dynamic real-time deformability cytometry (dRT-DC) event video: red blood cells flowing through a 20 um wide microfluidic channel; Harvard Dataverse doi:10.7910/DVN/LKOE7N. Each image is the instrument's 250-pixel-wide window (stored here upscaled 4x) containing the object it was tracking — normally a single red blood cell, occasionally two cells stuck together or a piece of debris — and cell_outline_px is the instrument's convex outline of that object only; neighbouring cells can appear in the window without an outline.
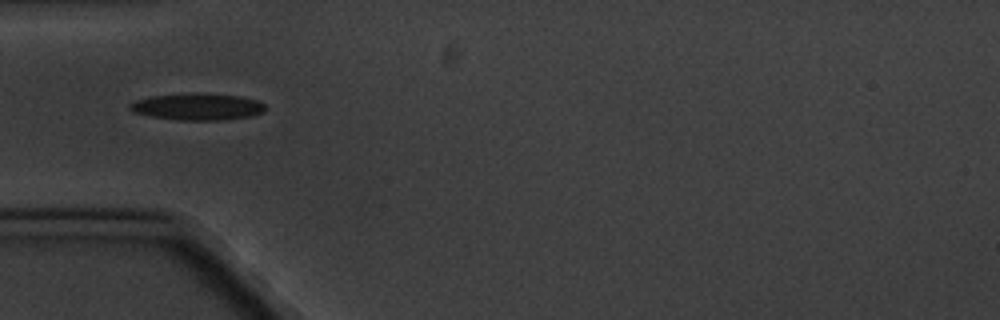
{"species": "common noctule bat (a hibernating species)", "species_latin": "Nyctalus noctula", "temperature_condition": "cold", "stored_images_in_passage": 9, "camera_frame_rate_fps": 3000, "um_per_image_px": 0.085, "animal": {"sex": "male", "body_mass_g": 20.1, "forearm_length_mm": 53.5}, "frame": {"image": 1, "passage_image": 6, "time_ms": 5.667, "image_size_px": [1000, 320], "cell_outline_px": [[264, 112], [252, 116], [220, 120], [180, 120], [152, 116], [132, 112], [128, 108], [128, 104], [136, 100], [152, 96], [192, 92], [240, 96], [256, 100], [264, 104]], "centroid_in_image_um": [16.76, 9.06], "position_along_channel_um": 68.2, "area_um2": 21.15}}